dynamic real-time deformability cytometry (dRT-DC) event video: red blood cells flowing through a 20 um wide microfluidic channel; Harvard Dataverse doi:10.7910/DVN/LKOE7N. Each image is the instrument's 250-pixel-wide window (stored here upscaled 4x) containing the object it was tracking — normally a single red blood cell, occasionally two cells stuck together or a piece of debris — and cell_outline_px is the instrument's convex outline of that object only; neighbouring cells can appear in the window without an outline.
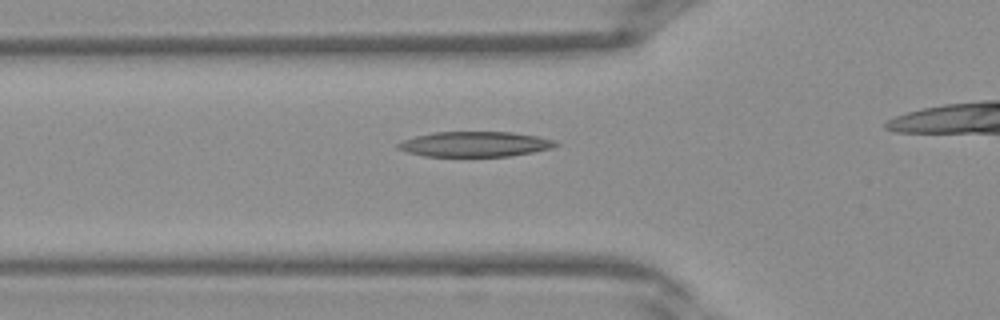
{"species": "Egyptian fruit bat (a non-hibernating species)", "species_latin": "Rousettus aegyptiacus", "temperature_condition": "warm", "stored_images_in_passage": 11, "camera_frame_rate_fps": 3000, "um_per_image_px": 0.085, "frame": {"image": 1, "passage_image": 2, "time_ms": 0.333, "image_size_px": [1000, 320], "cell_outline_px": [[560, 144], [552, 148], [532, 152], [508, 156], [424, 156], [408, 152], [396, 148], [396, 144], [404, 140], [416, 136], [432, 132], [512, 132], [536, 136], [556, 140]], "centroid_in_image_um": [40.38, 12.25], "position_along_channel_um": 85.4, "area_um2": 23.06}}
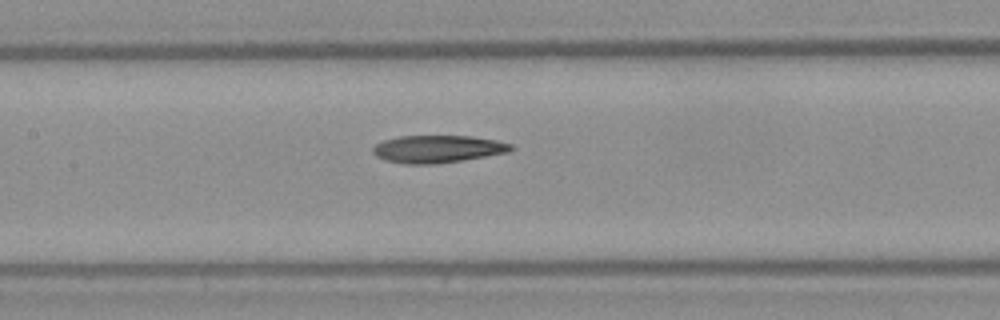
{"frame": {"image": 2, "passage_image": 7, "time_ms": 2.0, "image_size_px": [1000, 320], "cell_outline_px": [[516, 148], [508, 152], [464, 160], [432, 164], [404, 164], [384, 160], [376, 156], [372, 152], [372, 148], [376, 144], [384, 140], [400, 136], [472, 136], [496, 140], [512, 144]], "centroid_in_image_um": [37.2, 12.66], "position_along_channel_um": 170.2, "area_um2": 22.2}}
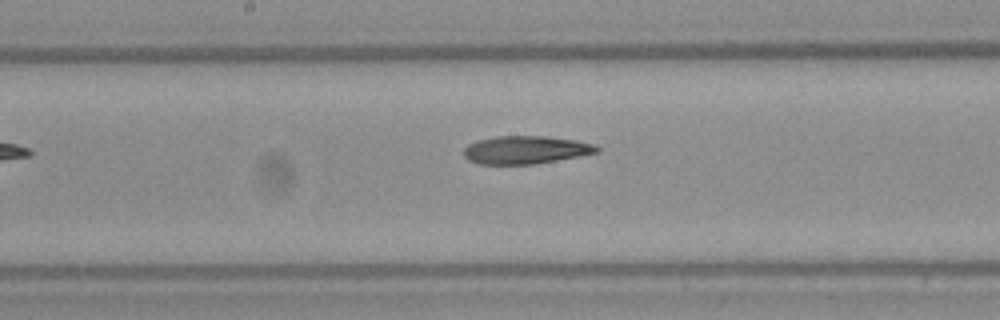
{"frame": {"image": 3, "passage_image": 9, "time_ms": 2.667, "image_size_px": [1000, 320], "cell_outline_px": [[600, 152], [580, 156], [536, 164], [476, 164], [468, 160], [464, 156], [464, 148], [468, 144], [476, 140], [496, 136], [548, 136], [576, 140], [592, 144], [600, 148]], "centroid_in_image_um": [44.67, 12.74], "position_along_channel_um": 203.5, "area_um2": 21.91}}